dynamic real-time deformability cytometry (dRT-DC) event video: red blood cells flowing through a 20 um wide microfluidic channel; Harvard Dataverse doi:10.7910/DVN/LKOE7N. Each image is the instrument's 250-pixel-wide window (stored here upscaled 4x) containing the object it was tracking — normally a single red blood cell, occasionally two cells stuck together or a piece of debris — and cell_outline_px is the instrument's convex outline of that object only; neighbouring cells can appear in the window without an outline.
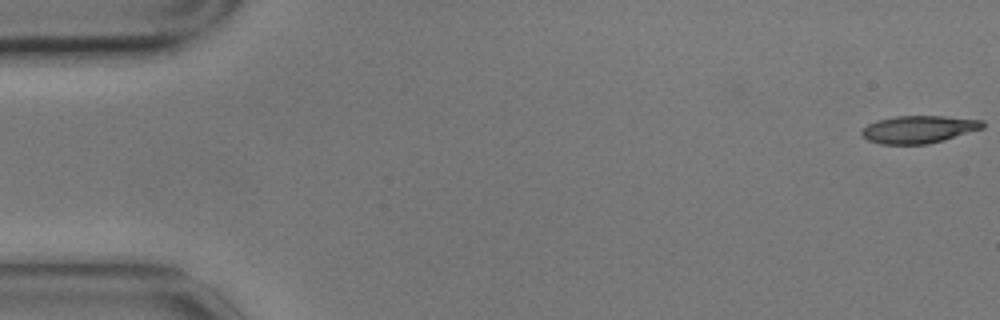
{"species": "common noctule bat (a hibernating species)", "species_latin": "Nyctalus noctula", "temperature_condition": "cold", "stored_images_in_passage": 8, "camera_frame_rate_fps": 3000, "um_per_image_px": 0.085, "animal": {"sex": "male", "body_mass_g": 17.9}, "frame": {"image": 1, "passage_image": 1, "time_ms": 0.0, "image_size_px": [1000, 320], "cell_outline_px": [[984, 128], [944, 140], [928, 144], [880, 144], [868, 140], [860, 136], [860, 132], [868, 124], [876, 120], [896, 116], [944, 116], [984, 120]], "centroid_in_image_um": [78.08, 10.99], "position_along_channel_um": 6.9, "area_um2": 19.54}}